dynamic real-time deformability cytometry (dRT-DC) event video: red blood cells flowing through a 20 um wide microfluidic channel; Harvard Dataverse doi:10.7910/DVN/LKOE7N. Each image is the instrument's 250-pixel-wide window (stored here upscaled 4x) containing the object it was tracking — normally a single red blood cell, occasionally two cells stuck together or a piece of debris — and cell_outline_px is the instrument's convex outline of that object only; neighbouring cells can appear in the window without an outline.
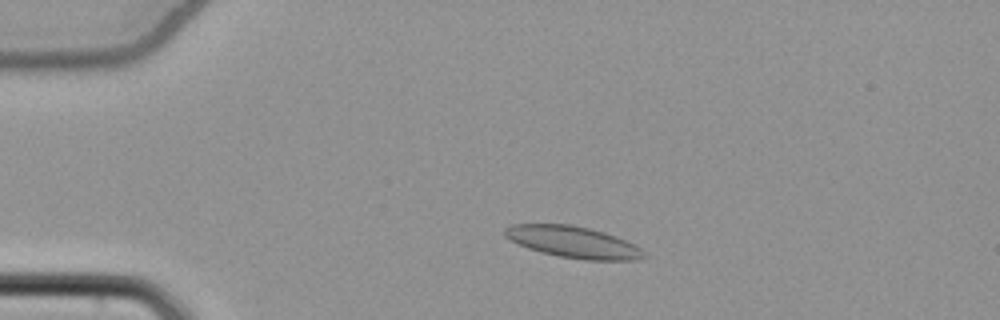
{"species": "common noctule bat (a hibernating species)", "species_latin": "Nyctalus noctula", "temperature_condition": "cold", "stored_images_in_passage": 52, "camera_frame_rate_fps": 3000, "um_per_image_px": 0.085, "animal": {"sex": "female", "body_mass_g": 22.7, "forearm_length_mm": 54.2}, "frame": {"image": 1, "passage_image": 10, "time_ms": 3.0, "image_size_px": [1000, 320], "cell_outline_px": [[648, 256], [640, 260], [584, 260], [560, 256], [528, 248], [504, 236], [504, 228], [512, 224], [572, 224], [604, 232], [616, 236], [636, 244]], "centroid_in_image_um": [48.78, 20.57], "position_along_channel_um": 36.2, "area_um2": 25.55}}
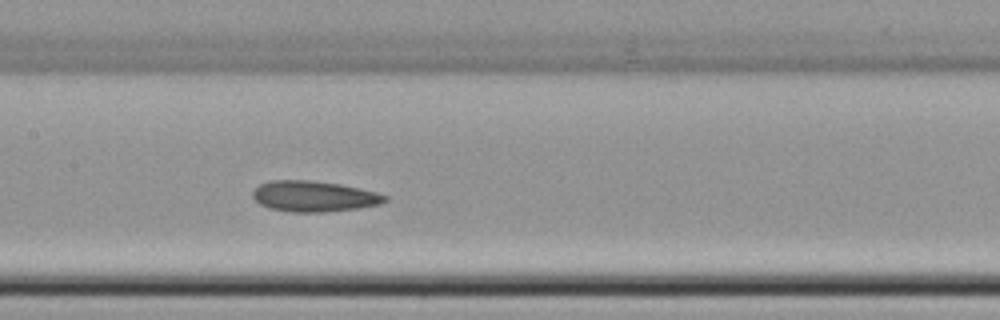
{"frame": {"image": 2, "passage_image": 25, "time_ms": 8.0, "image_size_px": [1000, 320], "cell_outline_px": [[388, 200], [380, 204], [360, 208], [324, 212], [292, 212], [268, 208], [260, 204], [252, 196], [252, 192], [260, 184], [268, 180], [312, 180], [340, 184], [376, 192], [388, 196]], "centroid_in_image_um": [26.68, 16.68], "position_along_channel_um": 180.7, "area_um2": 23.81}}
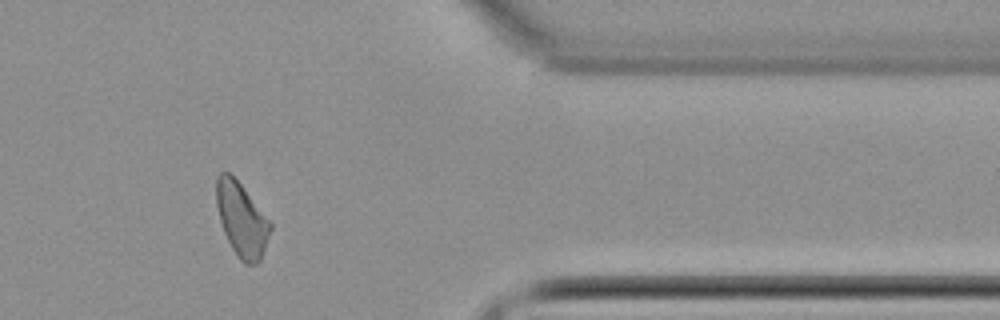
{"frame": {"image": 3, "passage_image": 43, "time_ms": 14.0, "image_size_px": [1000, 320], "cell_outline_px": [[272, 228], [260, 260], [256, 264], [244, 264], [236, 256], [224, 232], [220, 220], [216, 204], [216, 176], [220, 172], [228, 172], [240, 184], [272, 224]], "centroid_in_image_um": [20.52, 18.68], "position_along_channel_um": 390.9, "area_um2": 22.89}, "authors_computed_cell_mechanics": {"area_um2": 23.6113, "velocity_mm_per_s": 3.8294, "shape_relaxation_time_tau1_ms": 10.972, "shape_relaxation_time_tau2_ms": 3.4817, "deformation_change_tau1": 0.1534, "deformation_change_tau2": 0.0909}}